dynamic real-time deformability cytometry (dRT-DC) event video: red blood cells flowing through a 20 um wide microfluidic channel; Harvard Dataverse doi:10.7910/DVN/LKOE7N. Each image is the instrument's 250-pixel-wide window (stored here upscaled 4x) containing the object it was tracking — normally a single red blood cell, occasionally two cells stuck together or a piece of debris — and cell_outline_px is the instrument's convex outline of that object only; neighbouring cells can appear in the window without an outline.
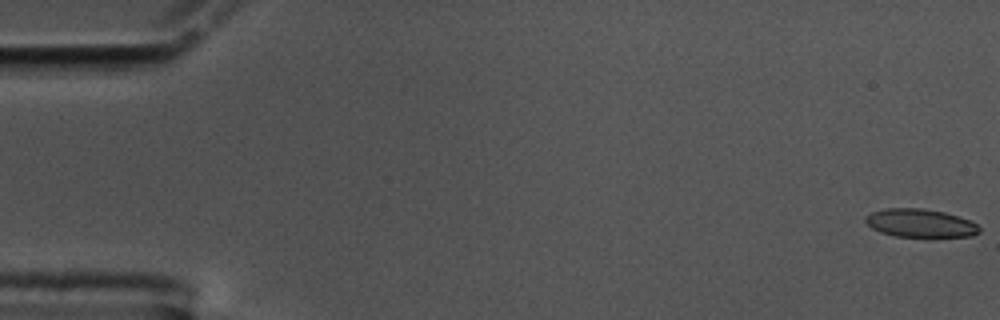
{"species": "common noctule bat (a hibernating species)", "species_latin": "Nyctalus noctula", "temperature_condition": "cold", "stored_images_in_passage": 18, "camera_frame_rate_fps": 3000, "um_per_image_px": 0.085, "animal": {"sex": "male", "body_mass_g": 17.5, "forearm_length_mm": 52.3}, "frame": {"image": 1, "passage_image": 1, "time_ms": 0.0, "image_size_px": [1000, 320], "cell_outline_px": [[980, 232], [972, 236], [928, 240], [892, 236], [880, 232], [872, 228], [864, 220], [864, 216], [872, 212], [884, 208], [924, 208], [944, 212], [968, 220], [976, 224], [980, 228]], "centroid_in_image_um": [78.23, 19.03], "position_along_channel_um": 6.8, "area_um2": 19.77}}
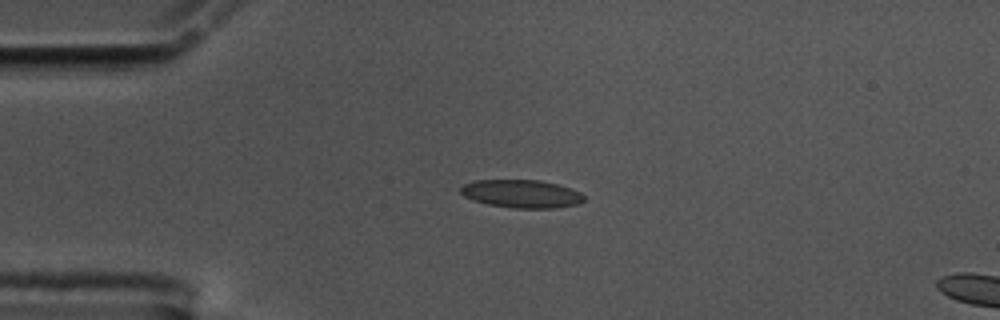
{"frame": {"image": 2, "passage_image": 14, "time_ms": 4.333, "image_size_px": [1000, 320], "cell_outline_px": [[584, 200], [580, 204], [556, 208], [512, 208], [488, 204], [472, 200], [464, 196], [460, 192], [460, 184], [476, 180], [540, 180], [556, 184], [580, 192], [584, 196]], "centroid_in_image_um": [44.3, 16.47], "position_along_channel_um": 40.7, "area_um2": 20.29}}